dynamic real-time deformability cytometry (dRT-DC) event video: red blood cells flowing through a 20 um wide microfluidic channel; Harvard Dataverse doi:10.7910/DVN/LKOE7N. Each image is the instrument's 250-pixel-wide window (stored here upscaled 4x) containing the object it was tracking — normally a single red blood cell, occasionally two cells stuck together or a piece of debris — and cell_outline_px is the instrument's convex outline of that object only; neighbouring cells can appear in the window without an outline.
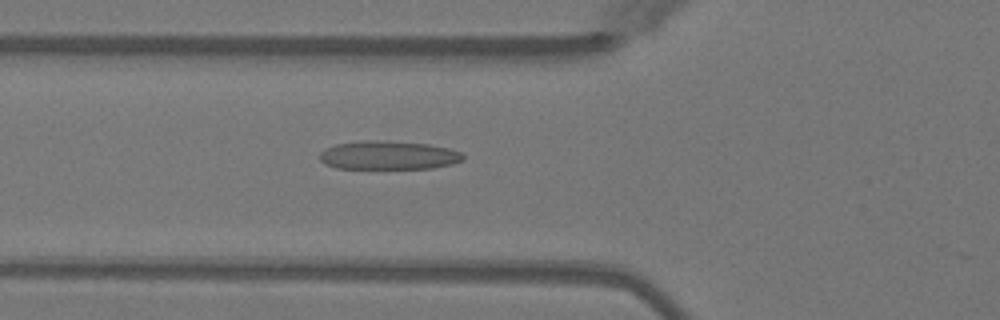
{"species": "Egyptian fruit bat (a non-hibernating species)", "species_latin": "Rousettus aegyptiacus", "temperature_condition": "warm", "stored_images_in_passage": 50, "camera_frame_rate_fps": 3000, "um_per_image_px": 0.085, "animal": {"sex": "female"}, "frame": {"image": 1, "passage_image": 18, "time_ms": 5.667, "image_size_px": [1000, 320], "cell_outline_px": [[464, 160], [452, 164], [432, 168], [336, 168], [324, 164], [320, 160], [320, 152], [324, 148], [336, 144], [364, 140], [376, 140], [428, 144], [448, 148], [460, 152], [464, 156]], "centroid_in_image_um": [32.99, 13.19], "position_along_channel_um": 92.8, "area_um2": 23.87}}
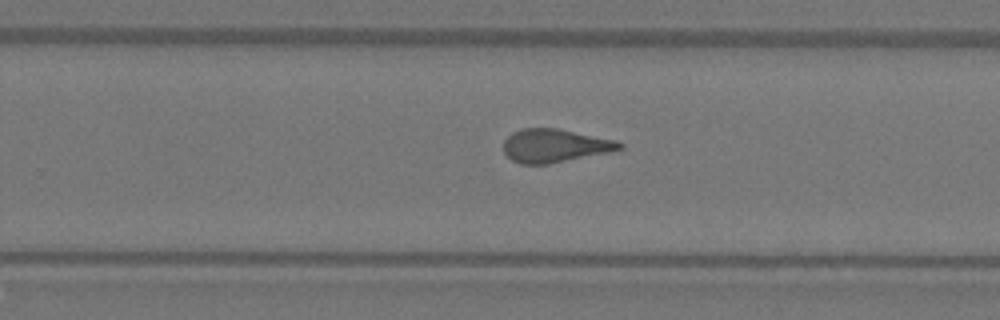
{"frame": {"image": 2, "passage_image": 32, "time_ms": 10.333, "image_size_px": [1000, 320], "cell_outline_px": [[624, 148], [608, 152], [548, 164], [520, 164], [512, 160], [504, 152], [504, 140], [512, 132], [520, 128], [560, 128], [616, 140], [624, 144]], "centroid_in_image_um": [47.15, 12.37], "position_along_channel_um": 282.6, "area_um2": 22.6}}
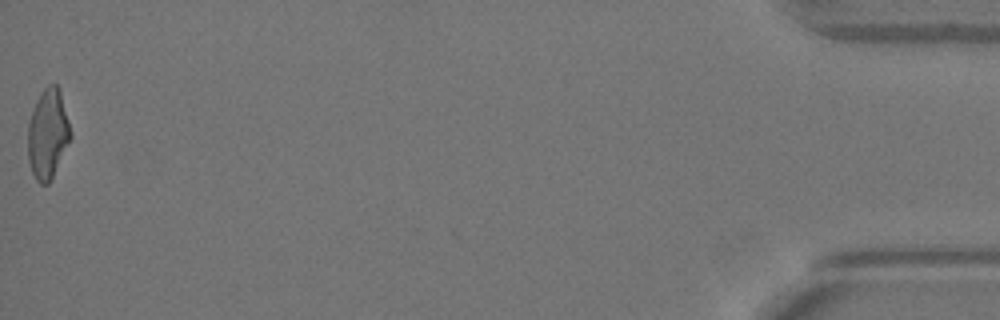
{"frame": {"image": 3, "passage_image": 50, "time_ms": 16.333, "image_size_px": [1000, 320], "cell_outline_px": [[72, 136], [52, 180], [48, 184], [40, 184], [36, 180], [32, 172], [28, 160], [28, 124], [32, 112], [40, 92], [48, 84], [56, 84], [60, 88]], "centroid_in_image_um": [4.07, 11.4], "position_along_channel_um": 431.1, "area_um2": 22.43}, "authors_computed_cell_mechanics": {"area_um2": 23.3801, "velocity_mm_per_s": 4.0574, "shape_relaxation_time_tau1_ms": 7.2906, "shape_relaxation_time_tau2_ms": 1.472, "deformation_change_tau1": 0.2377, "deformation_change_tau2": 0.1022}}